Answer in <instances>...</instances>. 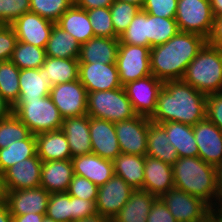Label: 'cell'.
I'll list each match as a JSON object with an SVG mask.
<instances>
[{
  "label": "cell",
  "instance_id": "obj_16",
  "mask_svg": "<svg viewBox=\"0 0 222 222\" xmlns=\"http://www.w3.org/2000/svg\"><path fill=\"white\" fill-rule=\"evenodd\" d=\"M50 193L41 186L13 191H3V201L11 215L28 213L46 214Z\"/></svg>",
  "mask_w": 222,
  "mask_h": 222
},
{
  "label": "cell",
  "instance_id": "obj_61",
  "mask_svg": "<svg viewBox=\"0 0 222 222\" xmlns=\"http://www.w3.org/2000/svg\"><path fill=\"white\" fill-rule=\"evenodd\" d=\"M42 222H56V221L45 216Z\"/></svg>",
  "mask_w": 222,
  "mask_h": 222
},
{
  "label": "cell",
  "instance_id": "obj_64",
  "mask_svg": "<svg viewBox=\"0 0 222 222\" xmlns=\"http://www.w3.org/2000/svg\"><path fill=\"white\" fill-rule=\"evenodd\" d=\"M222 209V201L218 205Z\"/></svg>",
  "mask_w": 222,
  "mask_h": 222
},
{
  "label": "cell",
  "instance_id": "obj_13",
  "mask_svg": "<svg viewBox=\"0 0 222 222\" xmlns=\"http://www.w3.org/2000/svg\"><path fill=\"white\" fill-rule=\"evenodd\" d=\"M42 160L35 156L22 160L1 175L2 191L30 189L40 186Z\"/></svg>",
  "mask_w": 222,
  "mask_h": 222
},
{
  "label": "cell",
  "instance_id": "obj_17",
  "mask_svg": "<svg viewBox=\"0 0 222 222\" xmlns=\"http://www.w3.org/2000/svg\"><path fill=\"white\" fill-rule=\"evenodd\" d=\"M56 23L42 18L38 14L27 12L17 18L11 26L15 30L17 41L46 48L53 26Z\"/></svg>",
  "mask_w": 222,
  "mask_h": 222
},
{
  "label": "cell",
  "instance_id": "obj_60",
  "mask_svg": "<svg viewBox=\"0 0 222 222\" xmlns=\"http://www.w3.org/2000/svg\"><path fill=\"white\" fill-rule=\"evenodd\" d=\"M115 1H122V2H128V3H132L137 5L138 7H140L142 9L143 4L145 2V0H115Z\"/></svg>",
  "mask_w": 222,
  "mask_h": 222
},
{
  "label": "cell",
  "instance_id": "obj_3",
  "mask_svg": "<svg viewBox=\"0 0 222 222\" xmlns=\"http://www.w3.org/2000/svg\"><path fill=\"white\" fill-rule=\"evenodd\" d=\"M173 167L174 187L206 202L210 207L218 205L216 166L200 157H181Z\"/></svg>",
  "mask_w": 222,
  "mask_h": 222
},
{
  "label": "cell",
  "instance_id": "obj_4",
  "mask_svg": "<svg viewBox=\"0 0 222 222\" xmlns=\"http://www.w3.org/2000/svg\"><path fill=\"white\" fill-rule=\"evenodd\" d=\"M182 80L205 95L222 92V50L206 43L187 66Z\"/></svg>",
  "mask_w": 222,
  "mask_h": 222
},
{
  "label": "cell",
  "instance_id": "obj_55",
  "mask_svg": "<svg viewBox=\"0 0 222 222\" xmlns=\"http://www.w3.org/2000/svg\"><path fill=\"white\" fill-rule=\"evenodd\" d=\"M12 113V106L0 94V120L8 117Z\"/></svg>",
  "mask_w": 222,
  "mask_h": 222
},
{
  "label": "cell",
  "instance_id": "obj_11",
  "mask_svg": "<svg viewBox=\"0 0 222 222\" xmlns=\"http://www.w3.org/2000/svg\"><path fill=\"white\" fill-rule=\"evenodd\" d=\"M50 97L63 119L87 114V90L79 79L53 85Z\"/></svg>",
  "mask_w": 222,
  "mask_h": 222
},
{
  "label": "cell",
  "instance_id": "obj_32",
  "mask_svg": "<svg viewBox=\"0 0 222 222\" xmlns=\"http://www.w3.org/2000/svg\"><path fill=\"white\" fill-rule=\"evenodd\" d=\"M81 44L56 24L50 34L45 51L46 56L61 59H78Z\"/></svg>",
  "mask_w": 222,
  "mask_h": 222
},
{
  "label": "cell",
  "instance_id": "obj_41",
  "mask_svg": "<svg viewBox=\"0 0 222 222\" xmlns=\"http://www.w3.org/2000/svg\"><path fill=\"white\" fill-rule=\"evenodd\" d=\"M71 196L67 192L50 193L45 216L56 222H72Z\"/></svg>",
  "mask_w": 222,
  "mask_h": 222
},
{
  "label": "cell",
  "instance_id": "obj_35",
  "mask_svg": "<svg viewBox=\"0 0 222 222\" xmlns=\"http://www.w3.org/2000/svg\"><path fill=\"white\" fill-rule=\"evenodd\" d=\"M46 59L45 48L17 41L10 60L19 69H39Z\"/></svg>",
  "mask_w": 222,
  "mask_h": 222
},
{
  "label": "cell",
  "instance_id": "obj_23",
  "mask_svg": "<svg viewBox=\"0 0 222 222\" xmlns=\"http://www.w3.org/2000/svg\"><path fill=\"white\" fill-rule=\"evenodd\" d=\"M73 175L71 159L42 162L40 186L49 193L67 192Z\"/></svg>",
  "mask_w": 222,
  "mask_h": 222
},
{
  "label": "cell",
  "instance_id": "obj_56",
  "mask_svg": "<svg viewBox=\"0 0 222 222\" xmlns=\"http://www.w3.org/2000/svg\"><path fill=\"white\" fill-rule=\"evenodd\" d=\"M0 222H13L12 215L3 200H0Z\"/></svg>",
  "mask_w": 222,
  "mask_h": 222
},
{
  "label": "cell",
  "instance_id": "obj_33",
  "mask_svg": "<svg viewBox=\"0 0 222 222\" xmlns=\"http://www.w3.org/2000/svg\"><path fill=\"white\" fill-rule=\"evenodd\" d=\"M41 68L44 69V75L49 78L52 86L78 80V59H61L46 56Z\"/></svg>",
  "mask_w": 222,
  "mask_h": 222
},
{
  "label": "cell",
  "instance_id": "obj_12",
  "mask_svg": "<svg viewBox=\"0 0 222 222\" xmlns=\"http://www.w3.org/2000/svg\"><path fill=\"white\" fill-rule=\"evenodd\" d=\"M150 124V118L140 115L116 122L115 130L121 153L146 156L147 131Z\"/></svg>",
  "mask_w": 222,
  "mask_h": 222
},
{
  "label": "cell",
  "instance_id": "obj_47",
  "mask_svg": "<svg viewBox=\"0 0 222 222\" xmlns=\"http://www.w3.org/2000/svg\"><path fill=\"white\" fill-rule=\"evenodd\" d=\"M17 37L11 25L0 26V62L10 60L15 49Z\"/></svg>",
  "mask_w": 222,
  "mask_h": 222
},
{
  "label": "cell",
  "instance_id": "obj_15",
  "mask_svg": "<svg viewBox=\"0 0 222 222\" xmlns=\"http://www.w3.org/2000/svg\"><path fill=\"white\" fill-rule=\"evenodd\" d=\"M78 79L87 92L123 87L119 79L116 63H79Z\"/></svg>",
  "mask_w": 222,
  "mask_h": 222
},
{
  "label": "cell",
  "instance_id": "obj_6",
  "mask_svg": "<svg viewBox=\"0 0 222 222\" xmlns=\"http://www.w3.org/2000/svg\"><path fill=\"white\" fill-rule=\"evenodd\" d=\"M87 115L109 122H120L136 116L123 87L87 92Z\"/></svg>",
  "mask_w": 222,
  "mask_h": 222
},
{
  "label": "cell",
  "instance_id": "obj_39",
  "mask_svg": "<svg viewBox=\"0 0 222 222\" xmlns=\"http://www.w3.org/2000/svg\"><path fill=\"white\" fill-rule=\"evenodd\" d=\"M31 132L11 113L8 117L0 120V149L5 148L15 141L26 139Z\"/></svg>",
  "mask_w": 222,
  "mask_h": 222
},
{
  "label": "cell",
  "instance_id": "obj_1",
  "mask_svg": "<svg viewBox=\"0 0 222 222\" xmlns=\"http://www.w3.org/2000/svg\"><path fill=\"white\" fill-rule=\"evenodd\" d=\"M206 97L183 80L165 81L150 120L158 124L175 121L195 126L206 118Z\"/></svg>",
  "mask_w": 222,
  "mask_h": 222
},
{
  "label": "cell",
  "instance_id": "obj_45",
  "mask_svg": "<svg viewBox=\"0 0 222 222\" xmlns=\"http://www.w3.org/2000/svg\"><path fill=\"white\" fill-rule=\"evenodd\" d=\"M67 193L85 200H97L98 186L87 178L74 174Z\"/></svg>",
  "mask_w": 222,
  "mask_h": 222
},
{
  "label": "cell",
  "instance_id": "obj_7",
  "mask_svg": "<svg viewBox=\"0 0 222 222\" xmlns=\"http://www.w3.org/2000/svg\"><path fill=\"white\" fill-rule=\"evenodd\" d=\"M175 20L180 32L208 39L215 20L210 0H178Z\"/></svg>",
  "mask_w": 222,
  "mask_h": 222
},
{
  "label": "cell",
  "instance_id": "obj_9",
  "mask_svg": "<svg viewBox=\"0 0 222 222\" xmlns=\"http://www.w3.org/2000/svg\"><path fill=\"white\" fill-rule=\"evenodd\" d=\"M160 199L177 222H203L209 217L211 207L206 202L175 187Z\"/></svg>",
  "mask_w": 222,
  "mask_h": 222
},
{
  "label": "cell",
  "instance_id": "obj_44",
  "mask_svg": "<svg viewBox=\"0 0 222 222\" xmlns=\"http://www.w3.org/2000/svg\"><path fill=\"white\" fill-rule=\"evenodd\" d=\"M27 12H30V0H0V23L2 25H11Z\"/></svg>",
  "mask_w": 222,
  "mask_h": 222
},
{
  "label": "cell",
  "instance_id": "obj_51",
  "mask_svg": "<svg viewBox=\"0 0 222 222\" xmlns=\"http://www.w3.org/2000/svg\"><path fill=\"white\" fill-rule=\"evenodd\" d=\"M207 43L222 50V14L215 17L212 32L207 39Z\"/></svg>",
  "mask_w": 222,
  "mask_h": 222
},
{
  "label": "cell",
  "instance_id": "obj_14",
  "mask_svg": "<svg viewBox=\"0 0 222 222\" xmlns=\"http://www.w3.org/2000/svg\"><path fill=\"white\" fill-rule=\"evenodd\" d=\"M133 190L121 177L114 174L98 187L97 213L112 220L127 203Z\"/></svg>",
  "mask_w": 222,
  "mask_h": 222
},
{
  "label": "cell",
  "instance_id": "obj_30",
  "mask_svg": "<svg viewBox=\"0 0 222 222\" xmlns=\"http://www.w3.org/2000/svg\"><path fill=\"white\" fill-rule=\"evenodd\" d=\"M114 174L132 189H143L145 156L120 153L114 160Z\"/></svg>",
  "mask_w": 222,
  "mask_h": 222
},
{
  "label": "cell",
  "instance_id": "obj_34",
  "mask_svg": "<svg viewBox=\"0 0 222 222\" xmlns=\"http://www.w3.org/2000/svg\"><path fill=\"white\" fill-rule=\"evenodd\" d=\"M37 154L36 137L30 134L26 139L15 141L0 149V175L14 164L31 158Z\"/></svg>",
  "mask_w": 222,
  "mask_h": 222
},
{
  "label": "cell",
  "instance_id": "obj_62",
  "mask_svg": "<svg viewBox=\"0 0 222 222\" xmlns=\"http://www.w3.org/2000/svg\"><path fill=\"white\" fill-rule=\"evenodd\" d=\"M3 199V191H2V187H1V175H0V200Z\"/></svg>",
  "mask_w": 222,
  "mask_h": 222
},
{
  "label": "cell",
  "instance_id": "obj_25",
  "mask_svg": "<svg viewBox=\"0 0 222 222\" xmlns=\"http://www.w3.org/2000/svg\"><path fill=\"white\" fill-rule=\"evenodd\" d=\"M56 25L72 35L81 45L95 37L87 10L75 4L61 15Z\"/></svg>",
  "mask_w": 222,
  "mask_h": 222
},
{
  "label": "cell",
  "instance_id": "obj_54",
  "mask_svg": "<svg viewBox=\"0 0 222 222\" xmlns=\"http://www.w3.org/2000/svg\"><path fill=\"white\" fill-rule=\"evenodd\" d=\"M216 187L219 205V203L222 201V162L216 166Z\"/></svg>",
  "mask_w": 222,
  "mask_h": 222
},
{
  "label": "cell",
  "instance_id": "obj_38",
  "mask_svg": "<svg viewBox=\"0 0 222 222\" xmlns=\"http://www.w3.org/2000/svg\"><path fill=\"white\" fill-rule=\"evenodd\" d=\"M119 43L150 47L148 42V13L142 9L133 17L128 28L119 36Z\"/></svg>",
  "mask_w": 222,
  "mask_h": 222
},
{
  "label": "cell",
  "instance_id": "obj_63",
  "mask_svg": "<svg viewBox=\"0 0 222 222\" xmlns=\"http://www.w3.org/2000/svg\"><path fill=\"white\" fill-rule=\"evenodd\" d=\"M203 222H213L209 217Z\"/></svg>",
  "mask_w": 222,
  "mask_h": 222
},
{
  "label": "cell",
  "instance_id": "obj_21",
  "mask_svg": "<svg viewBox=\"0 0 222 222\" xmlns=\"http://www.w3.org/2000/svg\"><path fill=\"white\" fill-rule=\"evenodd\" d=\"M71 160L74 174L87 178L98 187L105 184L114 175L113 161L94 153L76 156Z\"/></svg>",
  "mask_w": 222,
  "mask_h": 222
},
{
  "label": "cell",
  "instance_id": "obj_43",
  "mask_svg": "<svg viewBox=\"0 0 222 222\" xmlns=\"http://www.w3.org/2000/svg\"><path fill=\"white\" fill-rule=\"evenodd\" d=\"M87 13L95 36L119 38L115 34L109 7L90 9Z\"/></svg>",
  "mask_w": 222,
  "mask_h": 222
},
{
  "label": "cell",
  "instance_id": "obj_18",
  "mask_svg": "<svg viewBox=\"0 0 222 222\" xmlns=\"http://www.w3.org/2000/svg\"><path fill=\"white\" fill-rule=\"evenodd\" d=\"M198 146V157L204 162L217 166L222 162V131L205 118L192 126Z\"/></svg>",
  "mask_w": 222,
  "mask_h": 222
},
{
  "label": "cell",
  "instance_id": "obj_19",
  "mask_svg": "<svg viewBox=\"0 0 222 222\" xmlns=\"http://www.w3.org/2000/svg\"><path fill=\"white\" fill-rule=\"evenodd\" d=\"M89 130L92 153L111 161L121 153L115 123L90 117Z\"/></svg>",
  "mask_w": 222,
  "mask_h": 222
},
{
  "label": "cell",
  "instance_id": "obj_58",
  "mask_svg": "<svg viewBox=\"0 0 222 222\" xmlns=\"http://www.w3.org/2000/svg\"><path fill=\"white\" fill-rule=\"evenodd\" d=\"M209 218L213 222H222V209L217 205L210 208Z\"/></svg>",
  "mask_w": 222,
  "mask_h": 222
},
{
  "label": "cell",
  "instance_id": "obj_37",
  "mask_svg": "<svg viewBox=\"0 0 222 222\" xmlns=\"http://www.w3.org/2000/svg\"><path fill=\"white\" fill-rule=\"evenodd\" d=\"M179 32L175 18L148 14V42L150 48L166 43Z\"/></svg>",
  "mask_w": 222,
  "mask_h": 222
},
{
  "label": "cell",
  "instance_id": "obj_52",
  "mask_svg": "<svg viewBox=\"0 0 222 222\" xmlns=\"http://www.w3.org/2000/svg\"><path fill=\"white\" fill-rule=\"evenodd\" d=\"M114 0H74V4L84 10L110 7Z\"/></svg>",
  "mask_w": 222,
  "mask_h": 222
},
{
  "label": "cell",
  "instance_id": "obj_50",
  "mask_svg": "<svg viewBox=\"0 0 222 222\" xmlns=\"http://www.w3.org/2000/svg\"><path fill=\"white\" fill-rule=\"evenodd\" d=\"M146 222H177L160 198L153 203Z\"/></svg>",
  "mask_w": 222,
  "mask_h": 222
},
{
  "label": "cell",
  "instance_id": "obj_24",
  "mask_svg": "<svg viewBox=\"0 0 222 222\" xmlns=\"http://www.w3.org/2000/svg\"><path fill=\"white\" fill-rule=\"evenodd\" d=\"M119 38L93 37L80 48L79 63H116Z\"/></svg>",
  "mask_w": 222,
  "mask_h": 222
},
{
  "label": "cell",
  "instance_id": "obj_31",
  "mask_svg": "<svg viewBox=\"0 0 222 222\" xmlns=\"http://www.w3.org/2000/svg\"><path fill=\"white\" fill-rule=\"evenodd\" d=\"M19 99H38L50 95L52 85L44 75V69H20Z\"/></svg>",
  "mask_w": 222,
  "mask_h": 222
},
{
  "label": "cell",
  "instance_id": "obj_28",
  "mask_svg": "<svg viewBox=\"0 0 222 222\" xmlns=\"http://www.w3.org/2000/svg\"><path fill=\"white\" fill-rule=\"evenodd\" d=\"M146 155L157 158L171 166L178 159L176 148L170 143L165 129L152 121L147 131Z\"/></svg>",
  "mask_w": 222,
  "mask_h": 222
},
{
  "label": "cell",
  "instance_id": "obj_40",
  "mask_svg": "<svg viewBox=\"0 0 222 222\" xmlns=\"http://www.w3.org/2000/svg\"><path fill=\"white\" fill-rule=\"evenodd\" d=\"M74 0H30V12L56 23Z\"/></svg>",
  "mask_w": 222,
  "mask_h": 222
},
{
  "label": "cell",
  "instance_id": "obj_59",
  "mask_svg": "<svg viewBox=\"0 0 222 222\" xmlns=\"http://www.w3.org/2000/svg\"><path fill=\"white\" fill-rule=\"evenodd\" d=\"M210 5L214 17H217L222 14V0H210Z\"/></svg>",
  "mask_w": 222,
  "mask_h": 222
},
{
  "label": "cell",
  "instance_id": "obj_57",
  "mask_svg": "<svg viewBox=\"0 0 222 222\" xmlns=\"http://www.w3.org/2000/svg\"><path fill=\"white\" fill-rule=\"evenodd\" d=\"M76 222H112V221H111V219H109L105 216H102L99 213H96L92 216H89V217H86V218H83V219H79Z\"/></svg>",
  "mask_w": 222,
  "mask_h": 222
},
{
  "label": "cell",
  "instance_id": "obj_53",
  "mask_svg": "<svg viewBox=\"0 0 222 222\" xmlns=\"http://www.w3.org/2000/svg\"><path fill=\"white\" fill-rule=\"evenodd\" d=\"M45 214L28 213L23 215H12L13 222H42Z\"/></svg>",
  "mask_w": 222,
  "mask_h": 222
},
{
  "label": "cell",
  "instance_id": "obj_36",
  "mask_svg": "<svg viewBox=\"0 0 222 222\" xmlns=\"http://www.w3.org/2000/svg\"><path fill=\"white\" fill-rule=\"evenodd\" d=\"M19 73L11 60L0 62V94L12 107L19 99Z\"/></svg>",
  "mask_w": 222,
  "mask_h": 222
},
{
  "label": "cell",
  "instance_id": "obj_20",
  "mask_svg": "<svg viewBox=\"0 0 222 222\" xmlns=\"http://www.w3.org/2000/svg\"><path fill=\"white\" fill-rule=\"evenodd\" d=\"M174 188L173 167L165 162L145 156L143 190L157 198Z\"/></svg>",
  "mask_w": 222,
  "mask_h": 222
},
{
  "label": "cell",
  "instance_id": "obj_48",
  "mask_svg": "<svg viewBox=\"0 0 222 222\" xmlns=\"http://www.w3.org/2000/svg\"><path fill=\"white\" fill-rule=\"evenodd\" d=\"M206 118L222 131V92L207 95Z\"/></svg>",
  "mask_w": 222,
  "mask_h": 222
},
{
  "label": "cell",
  "instance_id": "obj_10",
  "mask_svg": "<svg viewBox=\"0 0 222 222\" xmlns=\"http://www.w3.org/2000/svg\"><path fill=\"white\" fill-rule=\"evenodd\" d=\"M163 83L155 76L149 75L123 85L136 115L148 118L153 116Z\"/></svg>",
  "mask_w": 222,
  "mask_h": 222
},
{
  "label": "cell",
  "instance_id": "obj_26",
  "mask_svg": "<svg viewBox=\"0 0 222 222\" xmlns=\"http://www.w3.org/2000/svg\"><path fill=\"white\" fill-rule=\"evenodd\" d=\"M37 155L42 162L71 159L67 138L61 130L35 135Z\"/></svg>",
  "mask_w": 222,
  "mask_h": 222
},
{
  "label": "cell",
  "instance_id": "obj_46",
  "mask_svg": "<svg viewBox=\"0 0 222 222\" xmlns=\"http://www.w3.org/2000/svg\"><path fill=\"white\" fill-rule=\"evenodd\" d=\"M178 0H145L142 10L153 16L175 18Z\"/></svg>",
  "mask_w": 222,
  "mask_h": 222
},
{
  "label": "cell",
  "instance_id": "obj_49",
  "mask_svg": "<svg viewBox=\"0 0 222 222\" xmlns=\"http://www.w3.org/2000/svg\"><path fill=\"white\" fill-rule=\"evenodd\" d=\"M72 222L97 213L96 200H85L71 196Z\"/></svg>",
  "mask_w": 222,
  "mask_h": 222
},
{
  "label": "cell",
  "instance_id": "obj_5",
  "mask_svg": "<svg viewBox=\"0 0 222 222\" xmlns=\"http://www.w3.org/2000/svg\"><path fill=\"white\" fill-rule=\"evenodd\" d=\"M12 113L31 134L61 130L63 117L50 95L38 99H18Z\"/></svg>",
  "mask_w": 222,
  "mask_h": 222
},
{
  "label": "cell",
  "instance_id": "obj_2",
  "mask_svg": "<svg viewBox=\"0 0 222 222\" xmlns=\"http://www.w3.org/2000/svg\"><path fill=\"white\" fill-rule=\"evenodd\" d=\"M206 43L201 35L179 31L166 43L151 48V74L163 82L182 80L187 66Z\"/></svg>",
  "mask_w": 222,
  "mask_h": 222
},
{
  "label": "cell",
  "instance_id": "obj_8",
  "mask_svg": "<svg viewBox=\"0 0 222 222\" xmlns=\"http://www.w3.org/2000/svg\"><path fill=\"white\" fill-rule=\"evenodd\" d=\"M150 51V47L119 44L116 66L122 86L128 82L152 75Z\"/></svg>",
  "mask_w": 222,
  "mask_h": 222
},
{
  "label": "cell",
  "instance_id": "obj_27",
  "mask_svg": "<svg viewBox=\"0 0 222 222\" xmlns=\"http://www.w3.org/2000/svg\"><path fill=\"white\" fill-rule=\"evenodd\" d=\"M157 197L143 189L133 190L123 208L113 217L112 222H146Z\"/></svg>",
  "mask_w": 222,
  "mask_h": 222
},
{
  "label": "cell",
  "instance_id": "obj_42",
  "mask_svg": "<svg viewBox=\"0 0 222 222\" xmlns=\"http://www.w3.org/2000/svg\"><path fill=\"white\" fill-rule=\"evenodd\" d=\"M109 9L115 34L119 37L128 28L133 17L141 8L132 3L114 0Z\"/></svg>",
  "mask_w": 222,
  "mask_h": 222
},
{
  "label": "cell",
  "instance_id": "obj_29",
  "mask_svg": "<svg viewBox=\"0 0 222 222\" xmlns=\"http://www.w3.org/2000/svg\"><path fill=\"white\" fill-rule=\"evenodd\" d=\"M160 125L165 129L170 143L175 146L178 158L198 156L199 150L192 126L175 121Z\"/></svg>",
  "mask_w": 222,
  "mask_h": 222
},
{
  "label": "cell",
  "instance_id": "obj_22",
  "mask_svg": "<svg viewBox=\"0 0 222 222\" xmlns=\"http://www.w3.org/2000/svg\"><path fill=\"white\" fill-rule=\"evenodd\" d=\"M89 125L90 117L87 114L63 119L61 131L67 138L71 159L92 153Z\"/></svg>",
  "mask_w": 222,
  "mask_h": 222
}]
</instances>
